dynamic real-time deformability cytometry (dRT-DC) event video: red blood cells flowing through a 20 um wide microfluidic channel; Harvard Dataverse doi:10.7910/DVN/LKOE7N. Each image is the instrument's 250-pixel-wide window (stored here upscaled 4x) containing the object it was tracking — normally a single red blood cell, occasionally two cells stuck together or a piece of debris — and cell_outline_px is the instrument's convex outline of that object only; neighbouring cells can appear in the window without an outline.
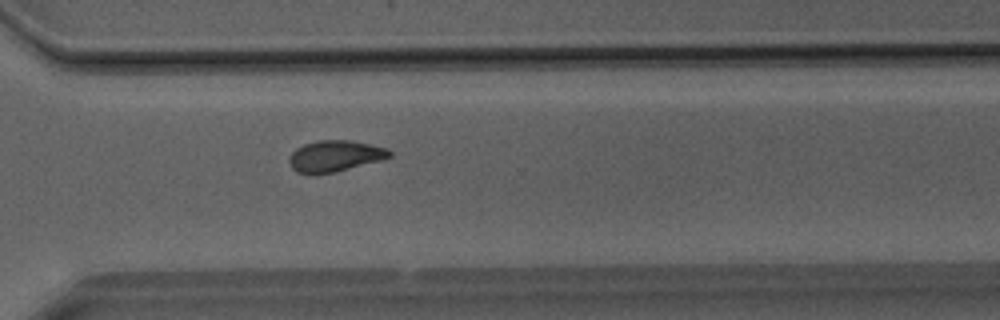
{"species": "Egyptian fruit bat (a non-hibernating species)", "species_latin": "Rousettus aegyptiacus", "temperature_condition": "room temperature", "stored_images_in_passage": 29, "camera_frame_rate_fps": 3000, "um_per_image_px": 0.085, "animal": {"sex": "male"}, "frame": {"image": 1, "passage_image": 17, "time_ms": 5.333, "image_size_px": [1000, 320], "cell_outline_px": [[392, 156], [384, 160], [336, 172], [312, 176], [308, 176], [296, 172], [292, 168], [288, 160], [292, 152], [296, 148], [304, 144], [320, 140], [352, 140], [388, 148], [392, 152]], "centroid_in_image_um": [28.48, 13.29], "position_along_channel_um": 342.1, "area_um2": 18.84}}
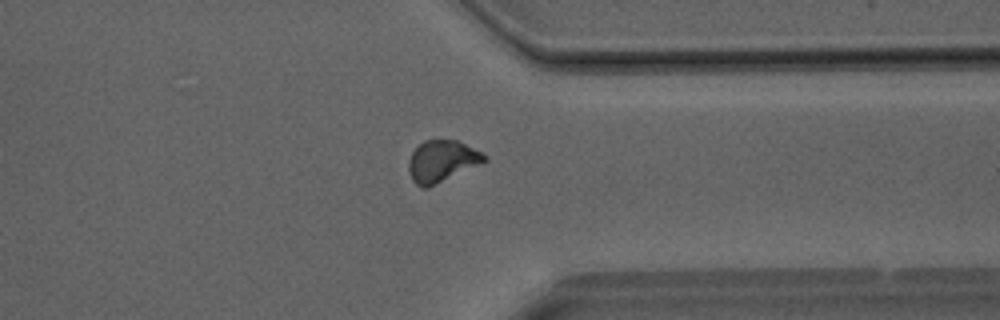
{"frame": {"image": 2, "passage_image": 19, "time_ms": 6.0, "image_size_px": [1000, 320], "cell_outline_px": [[488, 160], [480, 164], [428, 188], [420, 188], [412, 180], [408, 172], [408, 160], [412, 152], [424, 140], [456, 140], [488, 156]], "centroid_in_image_um": [37.53, 13.72], "position_along_channel_um": 373.9, "area_um2": 18.32}}
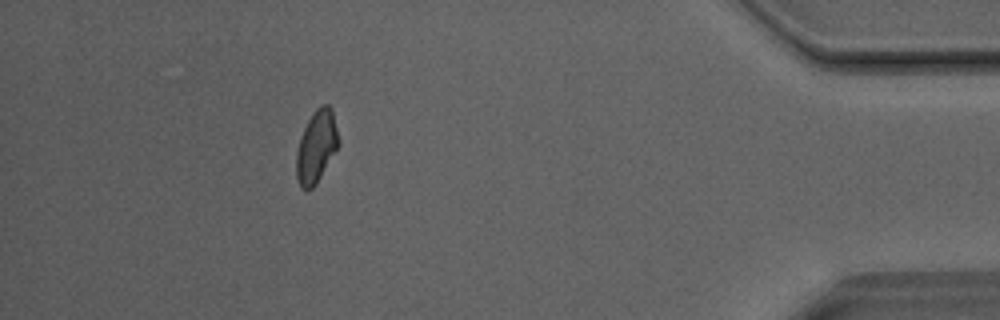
{"frame": {"image": 3, "passage_image": 24, "time_ms": 7.667, "image_size_px": [1000, 320], "cell_outline_px": [[336, 148], [316, 184], [312, 188], [300, 188], [296, 176], [296, 152], [300, 136], [312, 112], [320, 104], [328, 104], [332, 108], [336, 128]], "centroid_in_image_um": [26.84, 12.43], "position_along_channel_um": 408.4, "area_um2": 17.28}}